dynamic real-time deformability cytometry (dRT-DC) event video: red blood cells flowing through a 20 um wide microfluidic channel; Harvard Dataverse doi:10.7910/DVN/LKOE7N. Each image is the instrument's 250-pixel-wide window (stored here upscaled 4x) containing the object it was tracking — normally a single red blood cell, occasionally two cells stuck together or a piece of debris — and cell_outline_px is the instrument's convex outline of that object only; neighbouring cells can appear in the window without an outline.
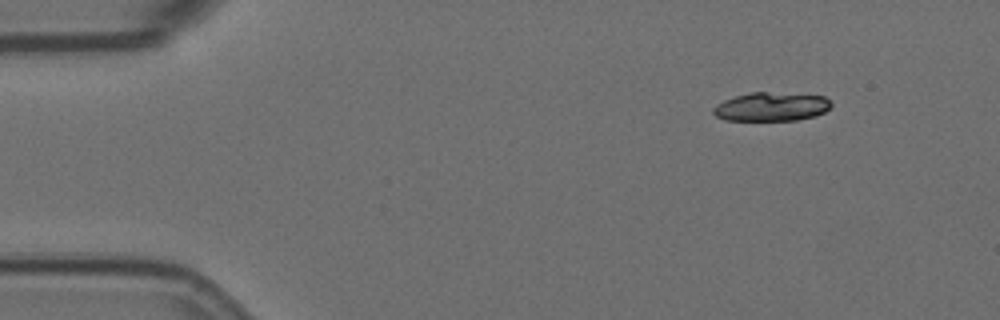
{"species": "Egyptian fruit bat (a non-hibernating species)", "species_latin": "Rousettus aegyptiacus", "temperature_condition": "room temperature", "stored_images_in_passage": 4, "camera_frame_rate_fps": 3000, "um_per_image_px": 0.085, "animal": {"sex": "female"}, "frame": {"image": 1, "passage_image": 1, "time_ms": 0.0, "image_size_px": [1000, 320], "cell_outline_px": [[832, 104], [824, 112], [816, 116], [796, 120], [724, 120], [716, 116], [712, 112], [712, 108], [716, 104], [724, 100], [736, 96], [752, 92], [768, 92], [824, 96]], "centroid_in_image_um": [65.53, 9.08], "position_along_channel_um": 19.5, "area_um2": 19.65}}
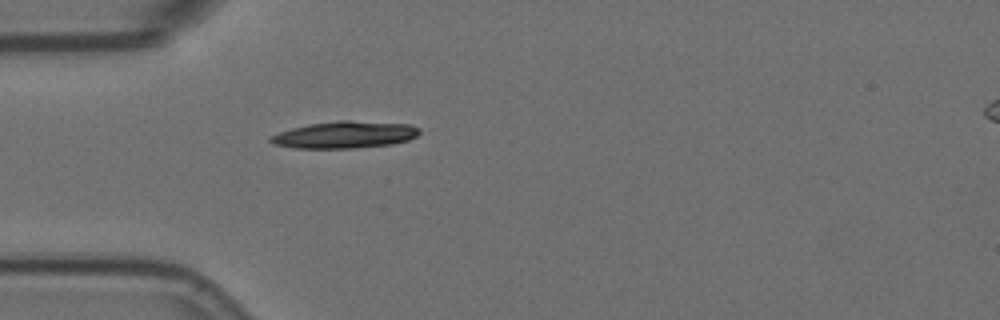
{"frame": {"image": 2, "passage_image": 4, "time_ms": 1.0, "image_size_px": [1000, 320], "cell_outline_px": [[420, 132], [416, 136], [408, 140], [392, 144], [356, 148], [292, 148], [272, 144], [268, 140], [268, 136], [292, 128], [308, 124], [336, 120], [348, 120], [408, 124], [420, 128]], "centroid_in_image_um": [29.27, 11.45], "position_along_channel_um": 55.7, "area_um2": 23.52}}